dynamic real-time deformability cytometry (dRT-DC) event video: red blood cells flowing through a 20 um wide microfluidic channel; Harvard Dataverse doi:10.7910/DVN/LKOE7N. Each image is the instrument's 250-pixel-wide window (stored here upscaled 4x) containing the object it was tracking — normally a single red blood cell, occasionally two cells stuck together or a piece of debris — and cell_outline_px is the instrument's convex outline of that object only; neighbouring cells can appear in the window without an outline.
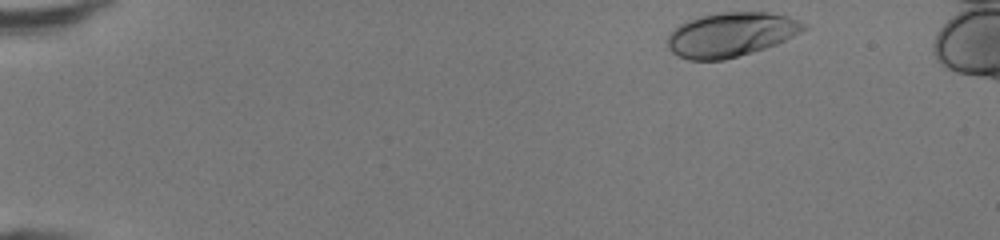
{"species": "human", "species_latin": "Homo sapiens", "temperature_condition": "room temperature", "stored_images_in_passage": 42, "camera_frame_rate_fps": 3000, "um_per_image_px": 0.085, "donor": {"sex": "female"}, "frame": {"image": 1, "passage_image": 1, "time_ms": 0.0, "image_size_px": [1000, 240], "cell_outline_px": [[808, 28], [776, 44], [752, 52], [724, 60], [688, 60], [672, 52], [668, 48], [668, 32], [680, 24], [688, 20], [700, 16], [716, 12], [768, 12], [788, 16], [808, 24]], "centroid_in_image_um": [62.12, 2.93], "position_along_channel_um": 22.9, "area_um2": 35.2}}
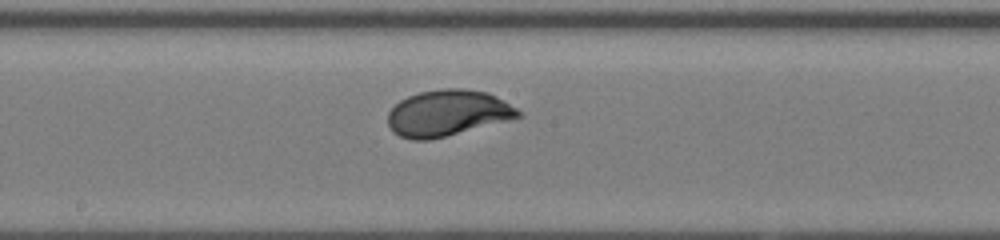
{"frame": {"image": 2, "passage_image": 22, "time_ms": 7.0, "image_size_px": [1000, 240], "cell_outline_px": [[524, 116], [428, 140], [412, 140], [400, 136], [392, 132], [388, 124], [388, 112], [400, 100], [408, 96], [420, 92], [444, 88], [464, 88], [488, 92], [504, 100], [516, 108]], "centroid_in_image_um": [38.03, 9.6], "position_along_channel_um": 210.2, "area_um2": 34.85}}
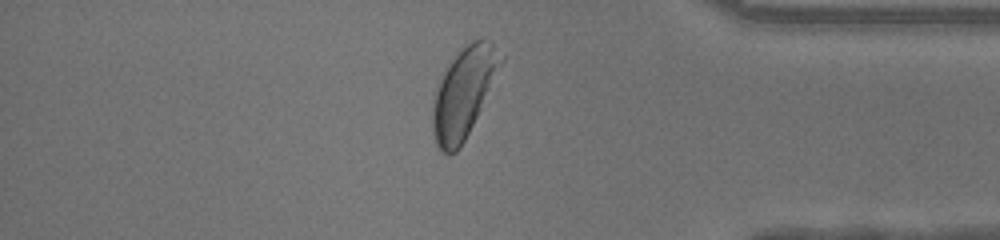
{"frame": {"image": 3, "passage_image": 36, "time_ms": 11.667, "image_size_px": [1000, 240], "cell_outline_px": [[504, 60], [460, 148], [456, 152], [444, 152], [436, 144], [432, 132], [432, 100], [436, 88], [448, 64], [472, 40], [484, 40], [492, 44], [504, 56]], "centroid_in_image_um": [39.38, 7.89], "position_along_channel_um": 395.8, "area_um2": 34.56}, "authors_computed_cell_mechanics": {"area_um2": 34.8245, "velocity_mm_per_s": 4.3482, "shape_relaxation_time_tau1_ms": 2.4054, "shape_relaxation_time_tau2_ms": null, "deformation_change_tau1": 0.1739, "deformation_change_tau2": null}}